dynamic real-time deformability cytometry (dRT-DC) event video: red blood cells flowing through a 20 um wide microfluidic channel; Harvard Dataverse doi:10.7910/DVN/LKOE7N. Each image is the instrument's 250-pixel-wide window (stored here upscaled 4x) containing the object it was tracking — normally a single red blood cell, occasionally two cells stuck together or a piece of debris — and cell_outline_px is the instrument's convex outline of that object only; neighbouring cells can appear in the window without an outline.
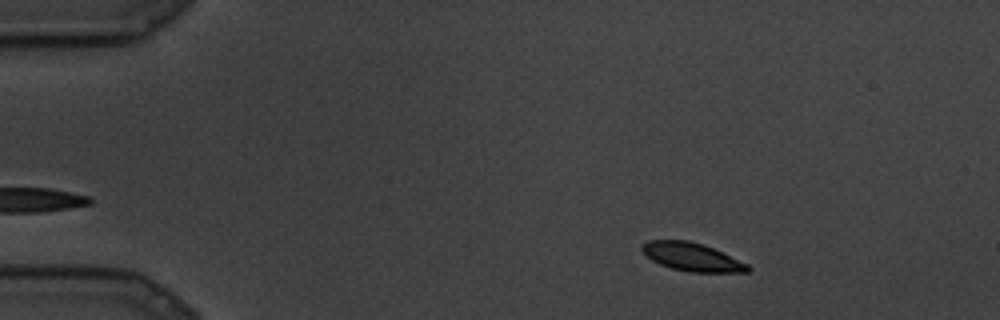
{"species": "common noctule bat (a hibernating species)", "species_latin": "Nyctalus noctula", "temperature_condition": "cold", "stored_images_in_passage": 88, "camera_frame_rate_fps": 3000, "um_per_image_px": 0.085, "animal": {"sex": "male", "body_mass_g": 19.5, "forearm_length_mm": 54.6}, "frame": {"image": 1, "passage_image": 11, "time_ms": 3.333, "image_size_px": [1000, 320], "cell_outline_px": [[752, 268], [748, 272], [688, 272], [672, 268], [660, 264], [652, 260], [640, 248], [640, 244], [648, 240], [688, 240], [704, 244], [748, 264]], "centroid_in_image_um": [58.81, 21.83], "position_along_channel_um": 26.2, "area_um2": 17.4}}
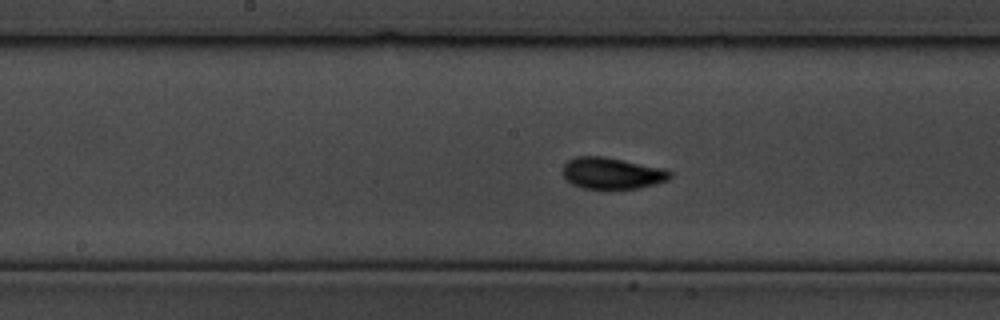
{"frame": {"image": 2, "passage_image": 44, "time_ms": 14.333, "image_size_px": [1000, 320], "cell_outline_px": [[672, 176], [668, 180], [636, 188], [584, 188], [572, 184], [564, 176], [564, 164], [568, 160], [576, 156], [604, 156], [664, 168], [672, 172]], "centroid_in_image_um": [52.03, 14.7], "position_along_channel_um": 196.2, "area_um2": 19.42}}
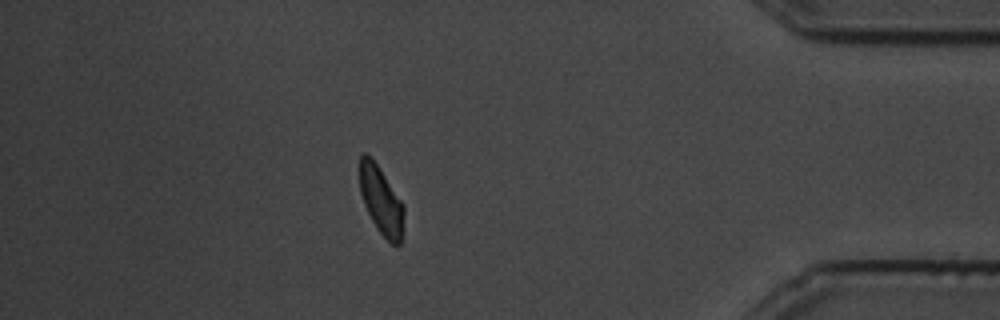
{"frame": {"image": 3, "passage_image": 77, "time_ms": 25.333, "image_size_px": [1000, 320], "cell_outline_px": [[404, 212], [400, 244], [396, 248], [380, 232], [372, 220], [364, 204], [360, 192], [360, 156], [364, 152], [368, 152], [372, 156], [404, 204]], "centroid_in_image_um": [32.39, 16.99], "position_along_channel_um": 402.8, "area_um2": 17.57}}